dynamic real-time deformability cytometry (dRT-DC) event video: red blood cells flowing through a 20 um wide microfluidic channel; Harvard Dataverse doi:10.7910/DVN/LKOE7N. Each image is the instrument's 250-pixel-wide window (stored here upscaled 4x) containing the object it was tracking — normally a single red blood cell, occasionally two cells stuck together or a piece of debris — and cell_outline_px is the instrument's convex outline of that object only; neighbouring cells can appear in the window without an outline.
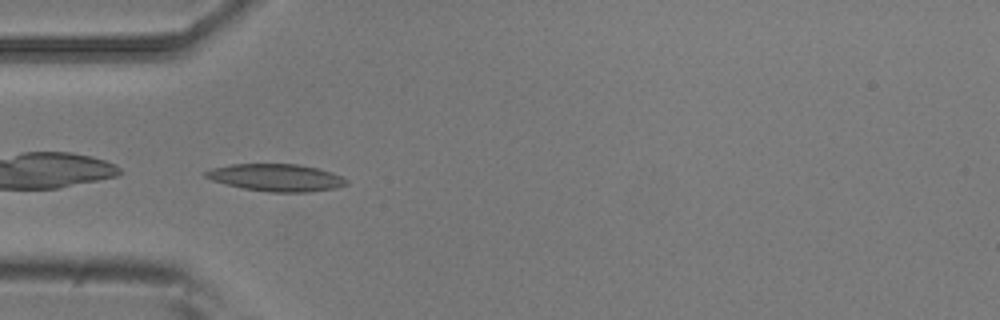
{"species": "common noctule bat (a hibernating species)", "species_latin": "Nyctalus noctula", "temperature_condition": "room temperature", "stored_images_in_passage": 7, "camera_frame_rate_fps": 3000, "um_per_image_px": 0.085, "animal": {"sex": "male", "body_mass_g": 20.5, "forearm_length_mm": 52.5}, "frame": {"image": 1, "passage_image": 5, "time_ms": 1.333, "image_size_px": [1000, 320], "cell_outline_px": [[348, 184], [336, 188], [308, 192], [268, 192], [244, 188], [212, 180], [204, 176], [204, 172], [212, 168], [232, 164], [296, 164], [316, 168], [332, 172], [348, 180]], "centroid_in_image_um": [23.49, 15.09], "position_along_channel_um": 61.5, "area_um2": 22.2}}
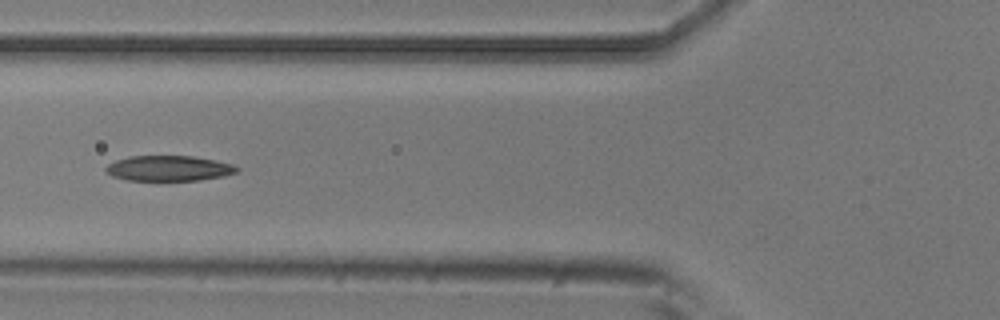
{"frame": {"image": 2, "passage_image": 6, "time_ms": 1.667, "image_size_px": [1000, 320], "cell_outline_px": [[240, 168], [236, 172], [224, 176], [200, 180], [128, 180], [112, 176], [104, 172], [104, 168], [108, 164], [116, 160], [128, 156], [192, 156], [232, 164]], "centroid_in_image_um": [14.3, 14.31], "position_along_channel_um": 111.5, "area_um2": 19.31}}
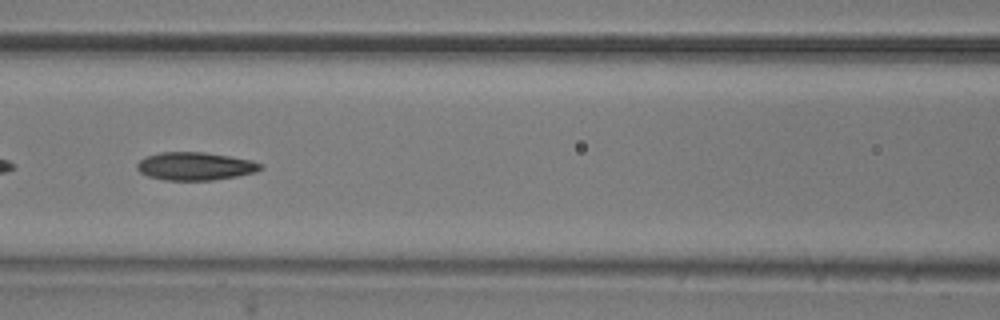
{"frame": {"image": 3, "passage_image": 7, "time_ms": 2.0, "image_size_px": [1000, 320], "cell_outline_px": [[264, 168], [256, 172], [236, 176], [212, 180], [164, 180], [148, 176], [140, 172], [136, 168], [136, 164], [140, 160], [148, 156], [160, 152], [204, 152], [252, 160], [264, 164]], "centroid_in_image_um": [16.61, 14.13], "position_along_channel_um": 150.0, "area_um2": 20.17}}